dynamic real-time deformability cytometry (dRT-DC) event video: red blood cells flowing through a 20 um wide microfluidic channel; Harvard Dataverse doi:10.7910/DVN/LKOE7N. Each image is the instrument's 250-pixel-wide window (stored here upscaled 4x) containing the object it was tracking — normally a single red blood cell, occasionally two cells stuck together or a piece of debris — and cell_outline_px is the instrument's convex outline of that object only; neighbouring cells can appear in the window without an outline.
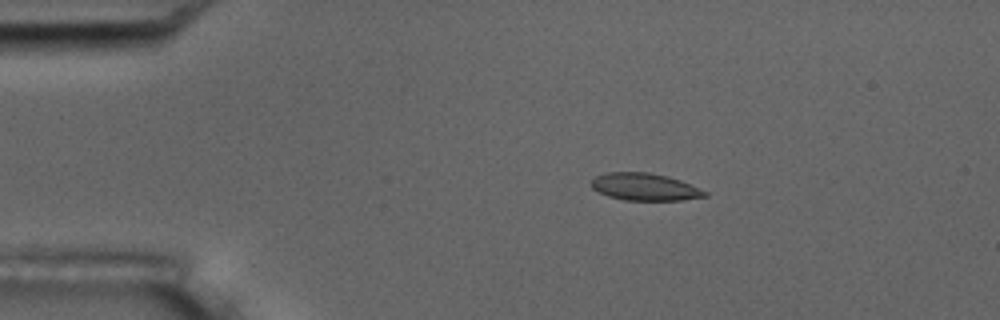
{"species": "common noctule bat (a hibernating species)", "species_latin": "Nyctalus noctula", "temperature_condition": "room temperature", "stored_images_in_passage": 6, "camera_frame_rate_fps": 3000, "um_per_image_px": 0.085, "animal": {"sex": "male", "body_mass_g": 17.5, "forearm_length_mm": 52.3}, "frame": {"image": 1, "passage_image": 3, "time_ms": 2.0, "image_size_px": [1000, 320], "cell_outline_px": [[708, 196], [680, 200], [624, 200], [608, 196], [592, 188], [592, 180], [596, 176], [608, 172], [648, 172], [668, 176], [680, 180], [708, 192]], "centroid_in_image_um": [54.81, 15.88], "position_along_channel_um": 30.2, "area_um2": 17.92}}
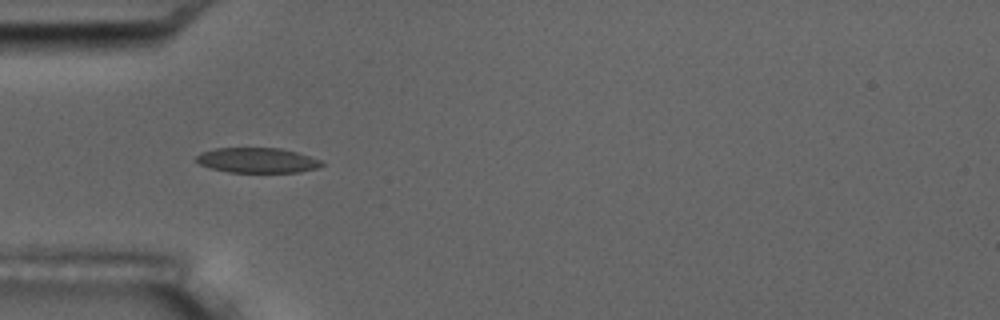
{"frame": {"image": 2, "passage_image": 5, "time_ms": 4.333, "image_size_px": [1000, 320], "cell_outline_px": [[324, 164], [316, 168], [300, 172], [228, 172], [212, 168], [200, 164], [196, 160], [196, 156], [200, 152], [216, 148], [280, 148], [296, 152], [320, 160]], "centroid_in_image_um": [21.84, 13.62], "position_along_channel_um": 63.2, "area_um2": 18.15}}